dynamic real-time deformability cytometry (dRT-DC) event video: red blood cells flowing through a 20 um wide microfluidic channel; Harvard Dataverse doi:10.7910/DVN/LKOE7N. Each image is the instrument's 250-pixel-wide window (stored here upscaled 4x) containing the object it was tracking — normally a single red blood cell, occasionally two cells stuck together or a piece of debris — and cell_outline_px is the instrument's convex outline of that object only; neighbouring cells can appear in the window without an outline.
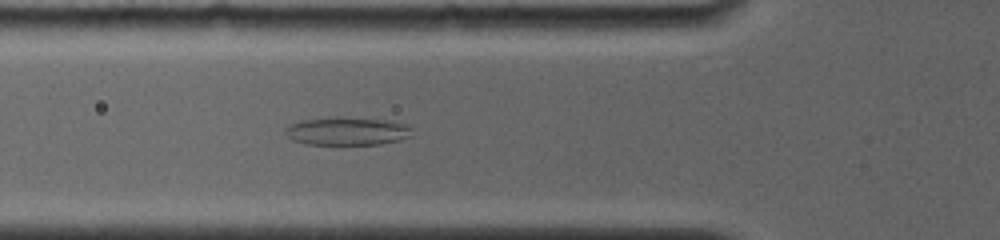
{"species": "common noctule bat (a hibernating species)", "species_latin": "Nyctalus noctula", "temperature_condition": "room temperature", "stored_images_in_passage": 12, "camera_frame_rate_fps": 4000, "um_per_image_px": 0.085, "animal": {"sex": "female", "body_mass_g": 19.0, "forearm_length_mm": 56.7}, "frame": {"image": 1, "passage_image": 12, "time_ms": 5.5, "image_size_px": [1000, 240], "cell_outline_px": [[412, 128], [408, 136], [400, 140], [380, 144], [304, 144], [292, 140], [284, 132], [292, 124], [304, 120], [384, 120], [404, 124]], "centroid_in_image_um": [29.51, 11.21], "position_along_channel_um": 96.3, "area_um2": 19.31}}